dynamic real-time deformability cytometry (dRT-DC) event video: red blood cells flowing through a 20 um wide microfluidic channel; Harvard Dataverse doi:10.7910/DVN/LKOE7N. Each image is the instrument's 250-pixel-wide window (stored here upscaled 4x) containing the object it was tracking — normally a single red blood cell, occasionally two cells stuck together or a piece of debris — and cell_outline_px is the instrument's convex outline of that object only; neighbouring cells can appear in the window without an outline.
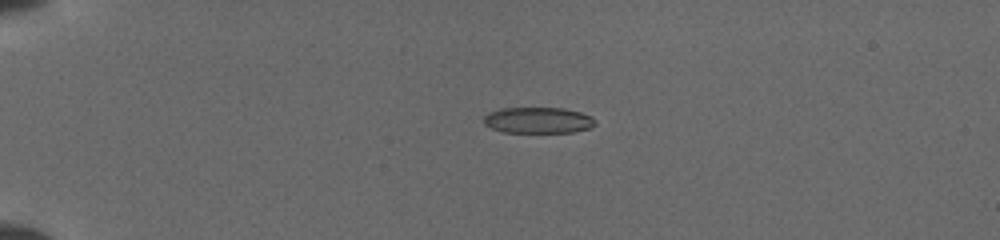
{"species": "common noctule bat (a hibernating species)", "species_latin": "Nyctalus noctula", "temperature_condition": "cold", "stored_images_in_passage": 34, "camera_frame_rate_fps": 3000, "um_per_image_px": 0.085, "animal": {"sex": "female", "body_mass_g": 19.5, "forearm_length_mm": 54.1}, "frame": {"image": 1, "passage_image": 1, "time_ms": 0.0, "image_size_px": [1000, 240], "cell_outline_px": [[596, 124], [592, 128], [572, 132], [504, 132], [492, 128], [484, 124], [484, 116], [488, 112], [500, 108], [564, 108], [580, 112], [592, 116], [596, 120]], "centroid_in_image_um": [45.77, 10.21], "position_along_channel_um": 39.2, "area_um2": 17.05}}
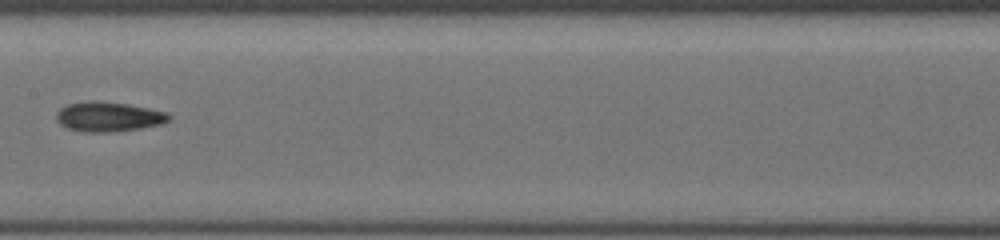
{"frame": {"image": 2, "passage_image": 17, "time_ms": 5.333, "image_size_px": [1000, 240], "cell_outline_px": [[172, 116], [168, 120], [160, 124], [140, 128], [96, 132], [88, 132], [68, 128], [60, 124], [56, 116], [60, 108], [68, 104], [92, 100], [128, 104], [168, 112]], "centroid_in_image_um": [9.23, 9.9], "position_along_channel_um": 198.2, "area_um2": 19.07}}
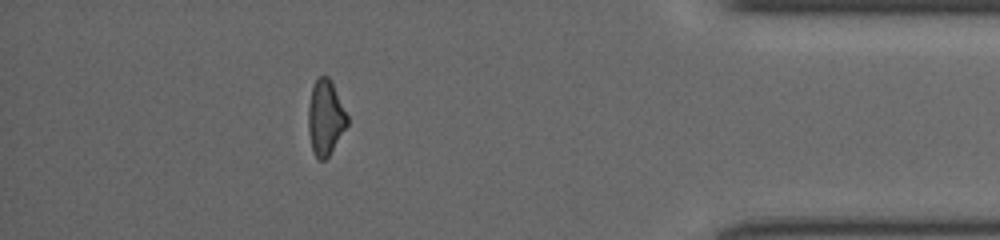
{"frame": {"image": 3, "passage_image": 30, "time_ms": 11.333, "image_size_px": [1000, 240], "cell_outline_px": [[348, 124], [328, 156], [324, 160], [320, 160], [316, 156], [312, 148], [308, 132], [308, 108], [312, 88], [316, 80], [320, 76], [328, 76], [332, 80], [348, 116]], "centroid_in_image_um": [27.67, 9.97], "position_along_channel_um": 407.5, "area_um2": 16.94}}